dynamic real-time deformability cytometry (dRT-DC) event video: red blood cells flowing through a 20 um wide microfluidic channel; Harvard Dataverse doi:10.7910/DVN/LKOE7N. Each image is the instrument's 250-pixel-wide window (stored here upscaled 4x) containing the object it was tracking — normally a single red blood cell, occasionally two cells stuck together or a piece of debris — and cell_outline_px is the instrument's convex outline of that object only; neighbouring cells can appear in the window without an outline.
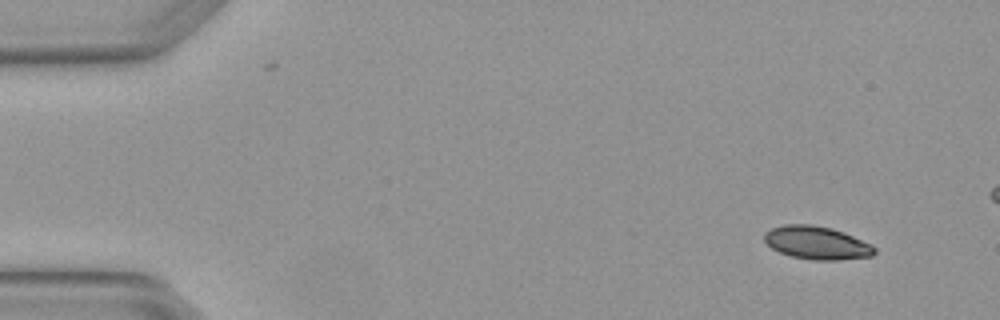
{"species": "Egyptian fruit bat (a non-hibernating species)", "species_latin": "Rousettus aegyptiacus", "temperature_condition": "warm", "stored_images_in_passage": 4, "camera_frame_rate_fps": 3000, "um_per_image_px": 0.085, "animal": {"sex": "female"}, "frame": {"image": 1, "passage_image": 1, "time_ms": 0.0, "image_size_px": [1000, 320], "cell_outline_px": [[876, 252], [872, 256], [836, 260], [812, 260], [792, 256], [780, 252], [772, 248], [764, 240], [764, 232], [772, 228], [784, 224], [812, 224], [832, 228], [844, 232], [872, 244], [876, 248]], "centroid_in_image_um": [69.44, 20.63], "position_along_channel_um": 15.6, "area_um2": 21.33}}